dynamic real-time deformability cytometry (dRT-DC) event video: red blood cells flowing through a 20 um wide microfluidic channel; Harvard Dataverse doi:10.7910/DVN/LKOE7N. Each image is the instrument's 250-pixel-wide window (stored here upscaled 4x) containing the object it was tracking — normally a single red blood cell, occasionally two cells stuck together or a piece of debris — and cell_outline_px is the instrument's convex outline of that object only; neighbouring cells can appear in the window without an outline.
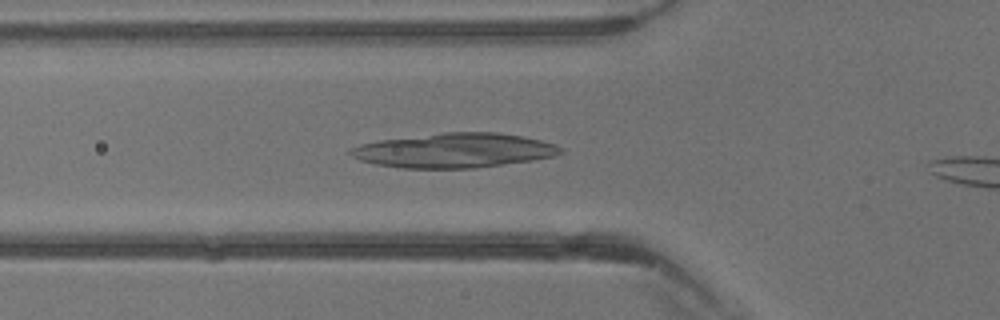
{"species": "common noctule bat (a hibernating species)", "species_latin": "Nyctalus noctula", "temperature_condition": "warm", "stored_images_in_passage": 6, "camera_frame_rate_fps": 3000, "um_per_image_px": 0.085, "animal": {"sex": "male", "body_mass_g": 13.3}, "frame": {"image": 1, "passage_image": 5, "time_ms": 1.333, "image_size_px": [1000, 320], "cell_outline_px": [[564, 152], [552, 156], [532, 160], [476, 168], [404, 168], [376, 164], [360, 160], [352, 156], [348, 152], [348, 148], [360, 144], [380, 140], [444, 132], [496, 132], [524, 136], [556, 144], [564, 148]], "centroid_in_image_um": [38.62, 12.78], "position_along_channel_um": 87.2, "area_um2": 42.25}}